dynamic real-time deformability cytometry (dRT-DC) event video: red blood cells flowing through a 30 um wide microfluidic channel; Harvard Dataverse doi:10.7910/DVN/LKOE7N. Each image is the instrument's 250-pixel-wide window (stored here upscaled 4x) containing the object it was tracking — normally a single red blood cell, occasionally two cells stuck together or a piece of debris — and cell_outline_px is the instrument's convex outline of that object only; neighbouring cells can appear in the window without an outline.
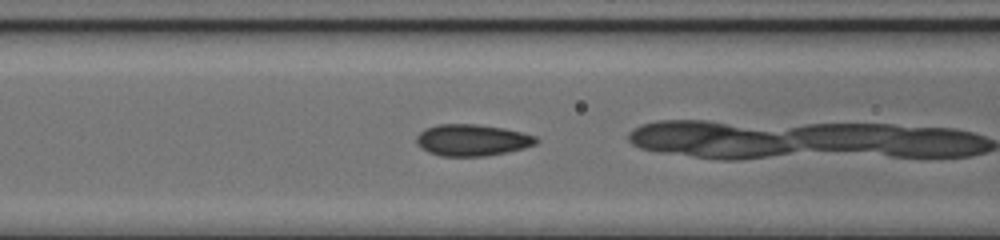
{"species": "common noctule bat (a hibernating species)", "species_latin": "Nyctalus noctula", "temperature_condition": "cold", "stored_images_in_passage": 36, "camera_frame_rate_fps": 3000, "um_per_image_px": 0.085, "animal": {"sex": "female", "body_mass_g": 17.0, "forearm_length_mm": 48.0}, "frame": {"image": 1, "passage_image": 18, "time_ms": 5.667, "image_size_px": [1000, 240], "cell_outline_px": [[540, 140], [536, 144], [524, 148], [508, 152], [484, 156], [440, 156], [428, 152], [416, 140], [416, 136], [424, 128], [436, 124], [476, 124], [504, 128], [536, 136]], "centroid_in_image_um": [40.15, 11.9], "position_along_channel_um": 126.5, "area_um2": 22.02}}
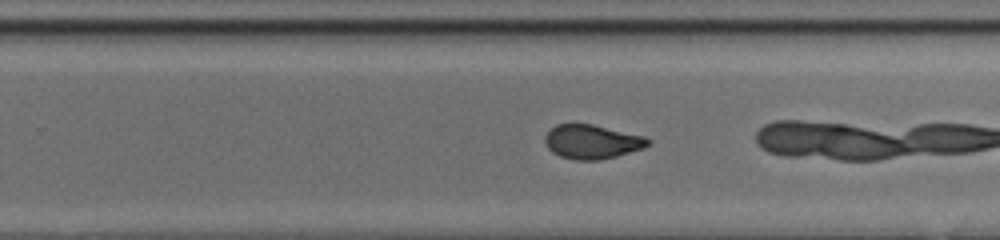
{"frame": {"image": 2, "passage_image": 29, "time_ms": 9.333, "image_size_px": [1000, 240], "cell_outline_px": [[652, 140], [644, 148], [616, 156], [600, 160], [576, 160], [560, 156], [552, 152], [548, 148], [544, 140], [544, 136], [556, 124], [592, 124], [644, 136]], "centroid_in_image_um": [50.31, 12.05], "position_along_channel_um": 279.5, "area_um2": 20.4}}
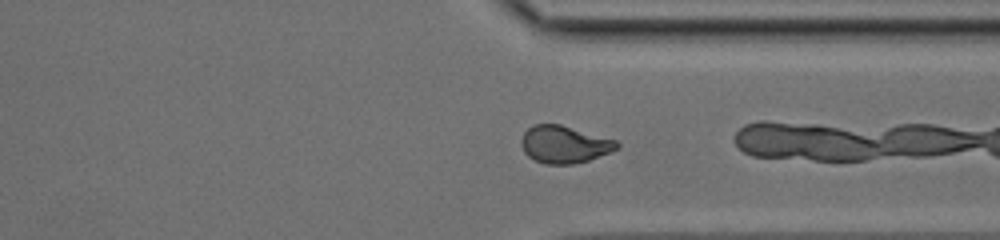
{"frame": {"image": 3, "passage_image": 35, "time_ms": 11.333, "image_size_px": [1000, 240], "cell_outline_px": [[620, 148], [588, 160], [572, 164], [544, 164], [528, 156], [524, 152], [520, 144], [520, 140], [524, 132], [532, 124], [560, 124], [616, 140], [620, 144]], "centroid_in_image_um": [47.94, 12.27], "position_along_channel_um": 363.5, "area_um2": 20.81}}